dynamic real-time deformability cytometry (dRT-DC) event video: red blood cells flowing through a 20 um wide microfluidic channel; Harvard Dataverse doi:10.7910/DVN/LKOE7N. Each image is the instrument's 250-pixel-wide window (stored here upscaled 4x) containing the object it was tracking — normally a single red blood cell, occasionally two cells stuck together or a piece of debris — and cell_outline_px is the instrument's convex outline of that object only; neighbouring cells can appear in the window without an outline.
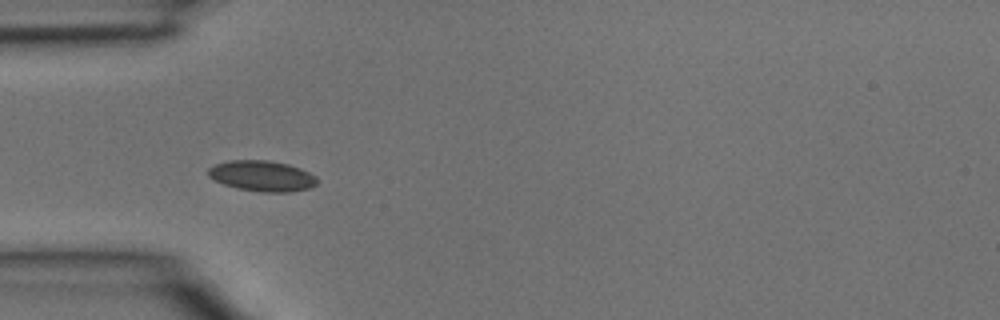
{"species": "common noctule bat (a hibernating species)", "species_latin": "Nyctalus noctula", "temperature_condition": "room temperature", "stored_images_in_passage": 4, "camera_frame_rate_fps": 3000, "um_per_image_px": 0.085, "animal": {"sex": "male", "body_mass_g": 15.6}, "frame": {"image": 1, "passage_image": 3, "time_ms": 0.667, "image_size_px": [1000, 320], "cell_outline_px": [[320, 180], [312, 188], [288, 192], [260, 192], [236, 188], [212, 180], [208, 176], [208, 168], [216, 164], [228, 160], [268, 160], [288, 164], [300, 168], [316, 176]], "centroid_in_image_um": [22.28, 14.96], "position_along_channel_um": 62.7, "area_um2": 19.71}}